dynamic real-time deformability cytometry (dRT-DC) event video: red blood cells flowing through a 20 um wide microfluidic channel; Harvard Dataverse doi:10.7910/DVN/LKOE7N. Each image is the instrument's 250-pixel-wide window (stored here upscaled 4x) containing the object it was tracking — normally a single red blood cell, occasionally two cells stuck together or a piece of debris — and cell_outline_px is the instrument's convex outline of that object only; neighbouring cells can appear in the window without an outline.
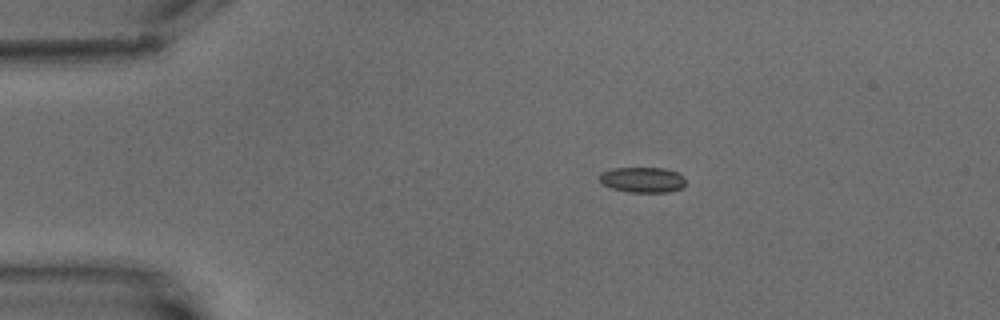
{"species": "common noctule bat (a hibernating species)", "species_latin": "Nyctalus noctula", "temperature_condition": "warm", "stored_images_in_passage": 4, "segment_of_instrument_passage": [1, 2], "camera_frame_rate_fps": 3000, "um_per_image_px": 0.085, "animal": {"sex": "male", "body_mass_g": 15.6}, "frame": {"image": 1, "passage_image": 1, "time_ms": 0.0, "image_size_px": [1000, 320], "cell_outline_px": [[684, 184], [680, 188], [668, 192], [628, 192], [612, 188], [604, 184], [600, 180], [600, 172], [612, 168], [664, 168], [680, 172], [684, 176]], "centroid_in_image_um": [54.63, 15.27], "position_along_channel_um": 30.4, "area_um2": 12.77}}